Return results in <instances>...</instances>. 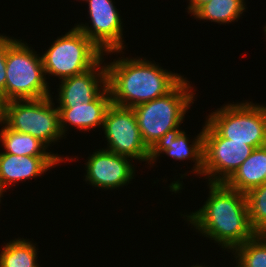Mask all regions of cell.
<instances>
[{
	"label": "cell",
	"mask_w": 266,
	"mask_h": 267,
	"mask_svg": "<svg viewBox=\"0 0 266 267\" xmlns=\"http://www.w3.org/2000/svg\"><path fill=\"white\" fill-rule=\"evenodd\" d=\"M103 61L102 58L84 73L62 79L58 88L59 105H78L93 101L107 87L106 65L100 66Z\"/></svg>",
	"instance_id": "13"
},
{
	"label": "cell",
	"mask_w": 266,
	"mask_h": 267,
	"mask_svg": "<svg viewBox=\"0 0 266 267\" xmlns=\"http://www.w3.org/2000/svg\"><path fill=\"white\" fill-rule=\"evenodd\" d=\"M51 97L10 100L3 123L11 130L32 135L48 148L63 137L59 110Z\"/></svg>",
	"instance_id": "7"
},
{
	"label": "cell",
	"mask_w": 266,
	"mask_h": 267,
	"mask_svg": "<svg viewBox=\"0 0 266 267\" xmlns=\"http://www.w3.org/2000/svg\"><path fill=\"white\" fill-rule=\"evenodd\" d=\"M265 173L266 145L255 148L225 184L229 188L246 194L251 189L265 183Z\"/></svg>",
	"instance_id": "16"
},
{
	"label": "cell",
	"mask_w": 266,
	"mask_h": 267,
	"mask_svg": "<svg viewBox=\"0 0 266 267\" xmlns=\"http://www.w3.org/2000/svg\"><path fill=\"white\" fill-rule=\"evenodd\" d=\"M88 2L92 25L78 24L82 31L104 53H120L124 49L123 26L118 9L112 0H85Z\"/></svg>",
	"instance_id": "10"
},
{
	"label": "cell",
	"mask_w": 266,
	"mask_h": 267,
	"mask_svg": "<svg viewBox=\"0 0 266 267\" xmlns=\"http://www.w3.org/2000/svg\"><path fill=\"white\" fill-rule=\"evenodd\" d=\"M85 163V181L99 189H116L128 185L135 176V168L126 156L105 149L93 152Z\"/></svg>",
	"instance_id": "11"
},
{
	"label": "cell",
	"mask_w": 266,
	"mask_h": 267,
	"mask_svg": "<svg viewBox=\"0 0 266 267\" xmlns=\"http://www.w3.org/2000/svg\"><path fill=\"white\" fill-rule=\"evenodd\" d=\"M61 162L56 156H20L0 153V190L29 178L38 177Z\"/></svg>",
	"instance_id": "15"
},
{
	"label": "cell",
	"mask_w": 266,
	"mask_h": 267,
	"mask_svg": "<svg viewBox=\"0 0 266 267\" xmlns=\"http://www.w3.org/2000/svg\"><path fill=\"white\" fill-rule=\"evenodd\" d=\"M192 144L185 131L180 130V126L167 131L159 138L149 149V165L156 162L157 157L164 153L176 160H192L195 162L193 172L202 175L203 173V148H204V131L194 138Z\"/></svg>",
	"instance_id": "12"
},
{
	"label": "cell",
	"mask_w": 266,
	"mask_h": 267,
	"mask_svg": "<svg viewBox=\"0 0 266 267\" xmlns=\"http://www.w3.org/2000/svg\"><path fill=\"white\" fill-rule=\"evenodd\" d=\"M122 58V59H121ZM106 65L111 103L133 108L170 92L182 79L152 61L121 57Z\"/></svg>",
	"instance_id": "2"
},
{
	"label": "cell",
	"mask_w": 266,
	"mask_h": 267,
	"mask_svg": "<svg viewBox=\"0 0 266 267\" xmlns=\"http://www.w3.org/2000/svg\"><path fill=\"white\" fill-rule=\"evenodd\" d=\"M183 78L170 92L157 99L134 106L143 142L150 149L167 131L179 127L184 120L194 93Z\"/></svg>",
	"instance_id": "3"
},
{
	"label": "cell",
	"mask_w": 266,
	"mask_h": 267,
	"mask_svg": "<svg viewBox=\"0 0 266 267\" xmlns=\"http://www.w3.org/2000/svg\"><path fill=\"white\" fill-rule=\"evenodd\" d=\"M208 186L209 197L204 205L183 216L204 237L233 251L257 235L250 222L246 195L225 183H208Z\"/></svg>",
	"instance_id": "1"
},
{
	"label": "cell",
	"mask_w": 266,
	"mask_h": 267,
	"mask_svg": "<svg viewBox=\"0 0 266 267\" xmlns=\"http://www.w3.org/2000/svg\"><path fill=\"white\" fill-rule=\"evenodd\" d=\"M8 50V37L0 35V89L4 91L6 85V55Z\"/></svg>",
	"instance_id": "22"
},
{
	"label": "cell",
	"mask_w": 266,
	"mask_h": 267,
	"mask_svg": "<svg viewBox=\"0 0 266 267\" xmlns=\"http://www.w3.org/2000/svg\"><path fill=\"white\" fill-rule=\"evenodd\" d=\"M22 40L8 37L5 96L10 100L41 99L50 95L42 58Z\"/></svg>",
	"instance_id": "4"
},
{
	"label": "cell",
	"mask_w": 266,
	"mask_h": 267,
	"mask_svg": "<svg viewBox=\"0 0 266 267\" xmlns=\"http://www.w3.org/2000/svg\"><path fill=\"white\" fill-rule=\"evenodd\" d=\"M102 128L108 142L105 150L149 164V148L143 142L132 108L111 104L105 113Z\"/></svg>",
	"instance_id": "9"
},
{
	"label": "cell",
	"mask_w": 266,
	"mask_h": 267,
	"mask_svg": "<svg viewBox=\"0 0 266 267\" xmlns=\"http://www.w3.org/2000/svg\"><path fill=\"white\" fill-rule=\"evenodd\" d=\"M251 225L257 234L266 233V183L246 194Z\"/></svg>",
	"instance_id": "21"
},
{
	"label": "cell",
	"mask_w": 266,
	"mask_h": 267,
	"mask_svg": "<svg viewBox=\"0 0 266 267\" xmlns=\"http://www.w3.org/2000/svg\"><path fill=\"white\" fill-rule=\"evenodd\" d=\"M8 102L9 100L6 98L4 91L0 89V123L4 121Z\"/></svg>",
	"instance_id": "23"
},
{
	"label": "cell",
	"mask_w": 266,
	"mask_h": 267,
	"mask_svg": "<svg viewBox=\"0 0 266 267\" xmlns=\"http://www.w3.org/2000/svg\"><path fill=\"white\" fill-rule=\"evenodd\" d=\"M245 0H212L203 4L194 14L198 20H210L220 24L232 23L245 11Z\"/></svg>",
	"instance_id": "18"
},
{
	"label": "cell",
	"mask_w": 266,
	"mask_h": 267,
	"mask_svg": "<svg viewBox=\"0 0 266 267\" xmlns=\"http://www.w3.org/2000/svg\"><path fill=\"white\" fill-rule=\"evenodd\" d=\"M3 194V192L0 190V198H2V195ZM0 202H1V199H0Z\"/></svg>",
	"instance_id": "26"
},
{
	"label": "cell",
	"mask_w": 266,
	"mask_h": 267,
	"mask_svg": "<svg viewBox=\"0 0 266 267\" xmlns=\"http://www.w3.org/2000/svg\"><path fill=\"white\" fill-rule=\"evenodd\" d=\"M0 129V142L5 149L4 153L24 156H56L61 162L64 158L58 154L47 152L48 149L41 141L30 134L19 133L11 130L4 123Z\"/></svg>",
	"instance_id": "17"
},
{
	"label": "cell",
	"mask_w": 266,
	"mask_h": 267,
	"mask_svg": "<svg viewBox=\"0 0 266 267\" xmlns=\"http://www.w3.org/2000/svg\"><path fill=\"white\" fill-rule=\"evenodd\" d=\"M232 253L238 262L235 267H266V236L257 234L236 247Z\"/></svg>",
	"instance_id": "20"
},
{
	"label": "cell",
	"mask_w": 266,
	"mask_h": 267,
	"mask_svg": "<svg viewBox=\"0 0 266 267\" xmlns=\"http://www.w3.org/2000/svg\"><path fill=\"white\" fill-rule=\"evenodd\" d=\"M104 55L82 31L73 27L58 37L41 58L45 77L51 74L62 80L91 69Z\"/></svg>",
	"instance_id": "5"
},
{
	"label": "cell",
	"mask_w": 266,
	"mask_h": 267,
	"mask_svg": "<svg viewBox=\"0 0 266 267\" xmlns=\"http://www.w3.org/2000/svg\"><path fill=\"white\" fill-rule=\"evenodd\" d=\"M212 0H189L188 13L193 15L203 4L209 3Z\"/></svg>",
	"instance_id": "24"
},
{
	"label": "cell",
	"mask_w": 266,
	"mask_h": 267,
	"mask_svg": "<svg viewBox=\"0 0 266 267\" xmlns=\"http://www.w3.org/2000/svg\"><path fill=\"white\" fill-rule=\"evenodd\" d=\"M207 122L231 142H246L254 149L266 145V106L250 102L226 104L208 115Z\"/></svg>",
	"instance_id": "6"
},
{
	"label": "cell",
	"mask_w": 266,
	"mask_h": 267,
	"mask_svg": "<svg viewBox=\"0 0 266 267\" xmlns=\"http://www.w3.org/2000/svg\"><path fill=\"white\" fill-rule=\"evenodd\" d=\"M203 126L202 176L209 178V183H225L251 155L254 148L246 142H231L223 138L207 121Z\"/></svg>",
	"instance_id": "8"
},
{
	"label": "cell",
	"mask_w": 266,
	"mask_h": 267,
	"mask_svg": "<svg viewBox=\"0 0 266 267\" xmlns=\"http://www.w3.org/2000/svg\"><path fill=\"white\" fill-rule=\"evenodd\" d=\"M191 267H206L205 265L204 266H200V265H193V266H191ZM210 267V266H209Z\"/></svg>",
	"instance_id": "25"
},
{
	"label": "cell",
	"mask_w": 266,
	"mask_h": 267,
	"mask_svg": "<svg viewBox=\"0 0 266 267\" xmlns=\"http://www.w3.org/2000/svg\"><path fill=\"white\" fill-rule=\"evenodd\" d=\"M35 244L26 239L11 240L0 253V267H39Z\"/></svg>",
	"instance_id": "19"
},
{
	"label": "cell",
	"mask_w": 266,
	"mask_h": 267,
	"mask_svg": "<svg viewBox=\"0 0 266 267\" xmlns=\"http://www.w3.org/2000/svg\"><path fill=\"white\" fill-rule=\"evenodd\" d=\"M111 104L109 89L105 87L91 102L78 105H57L62 135L65 136L66 127L69 125L79 128L80 131L103 127L105 113Z\"/></svg>",
	"instance_id": "14"
}]
</instances>
